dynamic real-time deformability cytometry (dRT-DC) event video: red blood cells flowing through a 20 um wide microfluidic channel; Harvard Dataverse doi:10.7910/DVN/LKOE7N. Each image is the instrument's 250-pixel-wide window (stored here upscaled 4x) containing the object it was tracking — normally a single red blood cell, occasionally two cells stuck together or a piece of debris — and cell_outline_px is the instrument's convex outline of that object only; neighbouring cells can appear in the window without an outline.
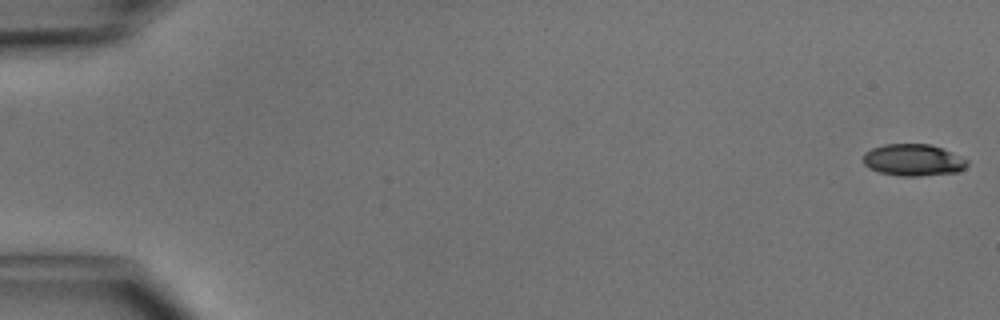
{"species": "common noctule bat (a hibernating species)", "species_latin": "Nyctalus noctula", "temperature_condition": "cold", "stored_images_in_passage": 11, "camera_frame_rate_fps": 3000, "um_per_image_px": 0.085, "animal": {"sex": "male", "body_mass_g": 15.6}, "frame": {"image": 1, "passage_image": 1, "time_ms": 0.0, "image_size_px": [1000, 320], "cell_outline_px": [[968, 164], [964, 168], [956, 172], [920, 176], [900, 176], [880, 172], [868, 168], [864, 164], [864, 152], [872, 148], [884, 144], [928, 144], [940, 148], [968, 160]], "centroid_in_image_um": [77.59, 13.61], "position_along_channel_um": 7.4, "area_um2": 19.07}}